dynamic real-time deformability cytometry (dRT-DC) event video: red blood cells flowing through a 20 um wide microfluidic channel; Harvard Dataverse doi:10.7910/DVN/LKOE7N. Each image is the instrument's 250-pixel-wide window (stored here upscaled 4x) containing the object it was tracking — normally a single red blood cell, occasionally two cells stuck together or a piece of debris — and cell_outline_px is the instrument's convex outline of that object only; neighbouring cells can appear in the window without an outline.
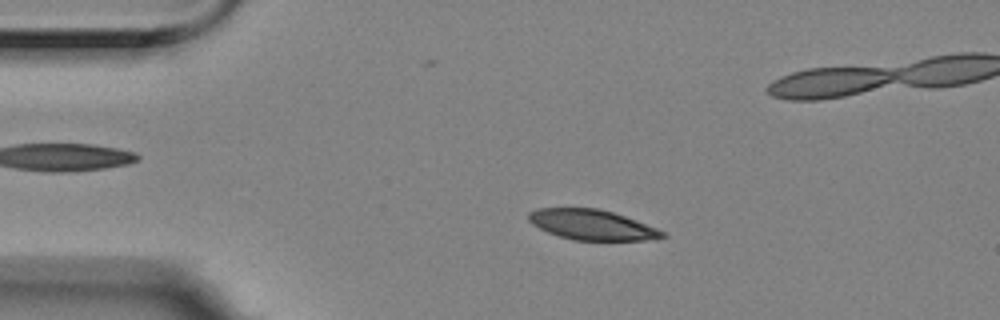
{"species": "Egyptian fruit bat (a non-hibernating species)", "species_latin": "Rousettus aegyptiacus", "temperature_condition": "room temperature", "stored_images_in_passage": 57, "camera_frame_rate_fps": 3000, "um_per_image_px": 0.085, "animal": {"sex": "female"}, "frame": {"image": 1, "passage_image": 11, "time_ms": 3.333, "image_size_px": [1000, 320], "cell_outline_px": [[668, 236], [644, 240], [572, 240], [548, 232], [532, 224], [528, 220], [528, 212], [536, 208], [600, 208], [624, 216], [656, 228], [664, 232]], "centroid_in_image_um": [50.27, 19.1], "position_along_channel_um": 34.7, "area_um2": 23.35}}
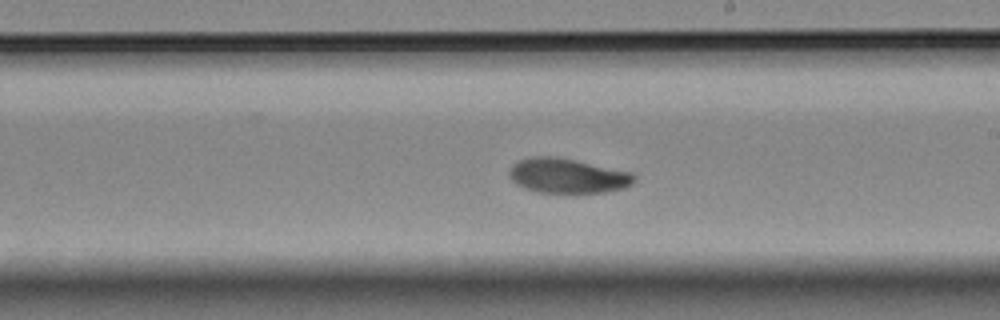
{"frame": {"image": 2, "passage_image": 32, "time_ms": 10.333, "image_size_px": [1000, 320], "cell_outline_px": [[636, 180], [632, 184], [624, 188], [604, 192], [540, 192], [524, 188], [516, 184], [508, 176], [508, 172], [512, 164], [520, 160], [532, 156], [552, 156], [632, 172], [636, 176]], "centroid_in_image_um": [48.22, 14.94], "position_along_channel_um": 240.8, "area_um2": 25.09}}
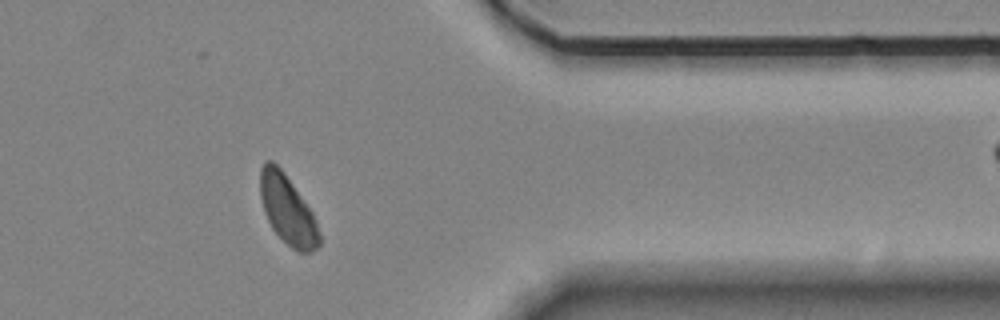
{"frame": {"image": 3, "passage_image": 46, "time_ms": 15.0, "image_size_px": [1000, 320], "cell_outline_px": [[320, 244], [312, 252], [300, 252], [292, 248], [272, 228], [264, 212], [260, 196], [260, 168], [268, 160], [272, 160], [284, 172], [312, 212], [320, 236]], "centroid_in_image_um": [24.43, 17.82], "position_along_channel_um": 387.0, "area_um2": 23.35}, "authors_computed_cell_mechanics": {"area_um2": 24.6806, "velocity_mm_per_s": 3.4826, "shape_relaxation_time_tau1_ms": 3.2757, "shape_relaxation_time_tau2_ms": 1.8485, "deformation_change_tau1": 0.0986, "deformation_change_tau2": 0.0362}}